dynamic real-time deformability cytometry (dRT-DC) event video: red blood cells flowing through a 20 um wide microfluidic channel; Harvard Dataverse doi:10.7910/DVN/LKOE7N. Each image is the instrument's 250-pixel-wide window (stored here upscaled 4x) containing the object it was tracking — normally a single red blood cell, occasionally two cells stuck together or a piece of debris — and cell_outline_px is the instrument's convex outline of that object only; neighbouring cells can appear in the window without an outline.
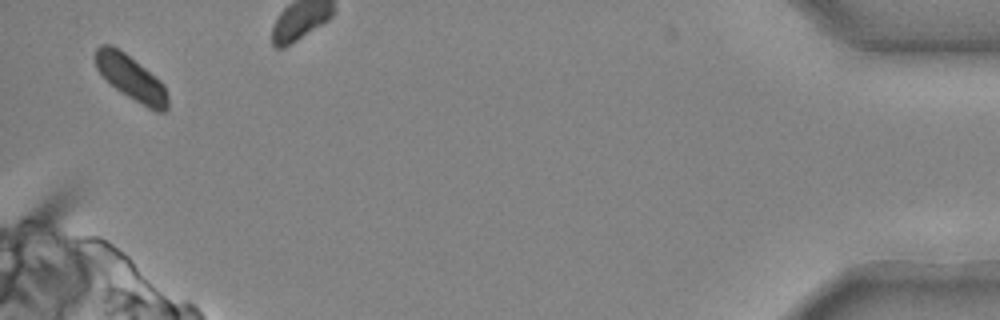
{"species": "common noctule bat (a hibernating species)", "species_latin": "Nyctalus noctula", "temperature_condition": "cold", "stored_images_in_passage": 27, "camera_frame_rate_fps": 3000, "um_per_image_px": 0.085, "animal": {"sex": "male", "body_mass_g": 20.4}, "frame": {"image": 1, "passage_image": 27, "time_ms": 8.667, "image_size_px": [1000, 320], "cell_outline_px": [[168, 108], [164, 112], [156, 112], [148, 108], [120, 92], [96, 68], [96, 48], [100, 44], [112, 44], [124, 52], [160, 80], [164, 84], [168, 96]], "centroid_in_image_um": [11.17, 6.63], "position_along_channel_um": 424.0, "area_um2": 18.67}}